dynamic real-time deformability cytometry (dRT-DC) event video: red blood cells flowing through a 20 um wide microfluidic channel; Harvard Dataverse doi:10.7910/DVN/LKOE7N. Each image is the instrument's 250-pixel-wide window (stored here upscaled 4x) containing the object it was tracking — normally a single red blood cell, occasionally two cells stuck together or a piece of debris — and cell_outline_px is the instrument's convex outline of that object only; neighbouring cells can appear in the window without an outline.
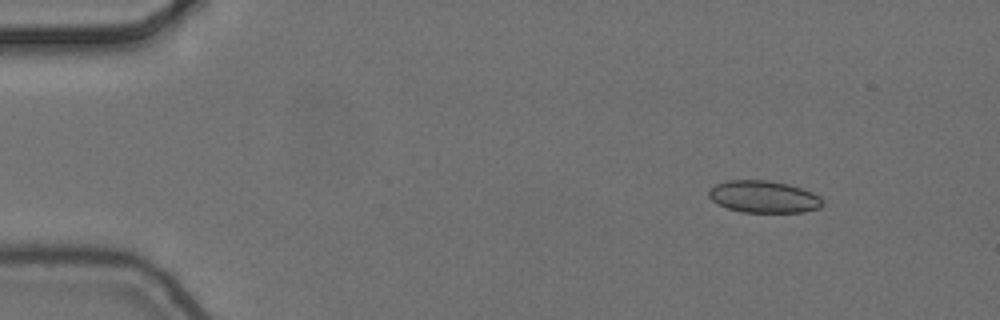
{"species": "common noctule bat (a hibernating species)", "species_latin": "Nyctalus noctula", "temperature_condition": "cold", "stored_images_in_passage": 5, "camera_frame_rate_fps": 3000, "um_per_image_px": 0.085, "animal": {"sex": "female", "body_mass_g": 24.6, "forearm_length_mm": 56.2}, "frame": {"image": 1, "passage_image": 2, "time_ms": 0.333, "image_size_px": [1000, 320], "cell_outline_px": [[824, 204], [820, 208], [804, 212], [740, 212], [728, 208], [712, 200], [708, 196], [708, 188], [716, 184], [728, 180], [768, 180], [788, 184], [812, 192], [820, 196], [824, 200]], "centroid_in_image_um": [64.93, 16.72], "position_along_channel_um": 20.1, "area_um2": 21.39}}
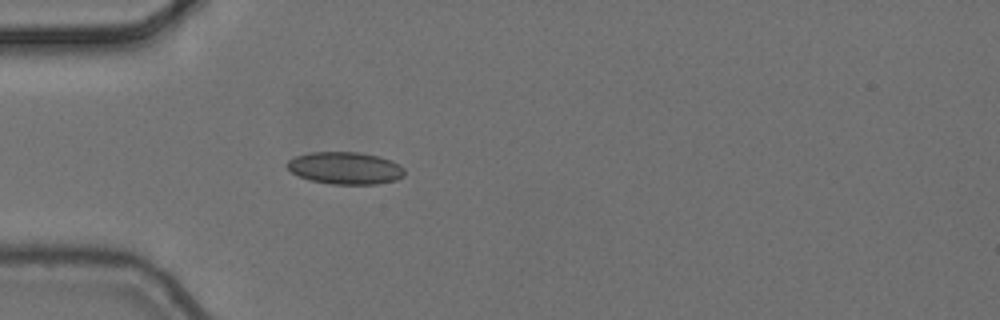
{"frame": {"image": 2, "passage_image": 5, "time_ms": 1.333, "image_size_px": [1000, 320], "cell_outline_px": [[404, 176], [396, 180], [376, 184], [332, 184], [312, 180], [300, 176], [292, 172], [284, 164], [288, 160], [296, 156], [312, 152], [356, 152], [380, 156], [392, 160], [400, 164], [404, 168]], "centroid_in_image_um": [29.37, 14.28], "position_along_channel_um": 55.6, "area_um2": 22.08}}